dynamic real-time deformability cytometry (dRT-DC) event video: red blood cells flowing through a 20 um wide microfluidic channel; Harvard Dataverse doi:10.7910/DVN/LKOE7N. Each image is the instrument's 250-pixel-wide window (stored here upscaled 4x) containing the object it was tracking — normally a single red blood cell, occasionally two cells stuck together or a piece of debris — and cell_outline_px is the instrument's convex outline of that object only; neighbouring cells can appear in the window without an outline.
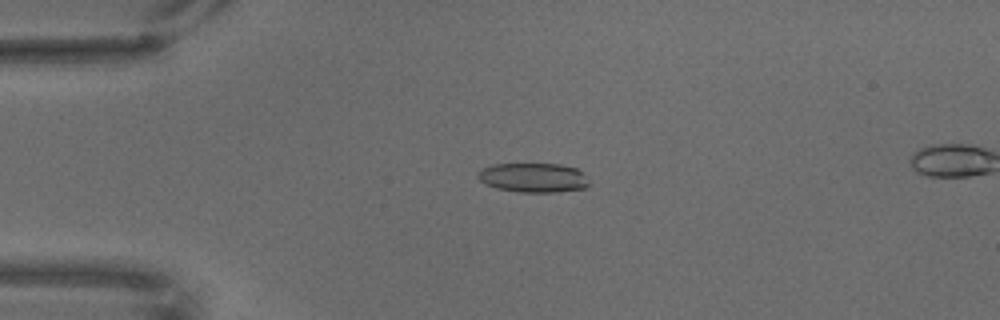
{"species": "common noctule bat (a hibernating species)", "species_latin": "Nyctalus noctula", "temperature_condition": "warm", "stored_images_in_passage": 70, "camera_frame_rate_fps": 3000, "um_per_image_px": 0.085, "animal": {"sex": "male", "body_mass_g": 18.8}, "frame": {"image": 1, "passage_image": 17, "time_ms": 5.333, "image_size_px": [1000, 320], "cell_outline_px": [[588, 184], [584, 188], [556, 192], [520, 192], [496, 188], [484, 184], [476, 176], [484, 168], [492, 164], [560, 164], [576, 168], [584, 172]], "centroid_in_image_um": [45.33, 15.1], "position_along_channel_um": 39.7, "area_um2": 18.96}}
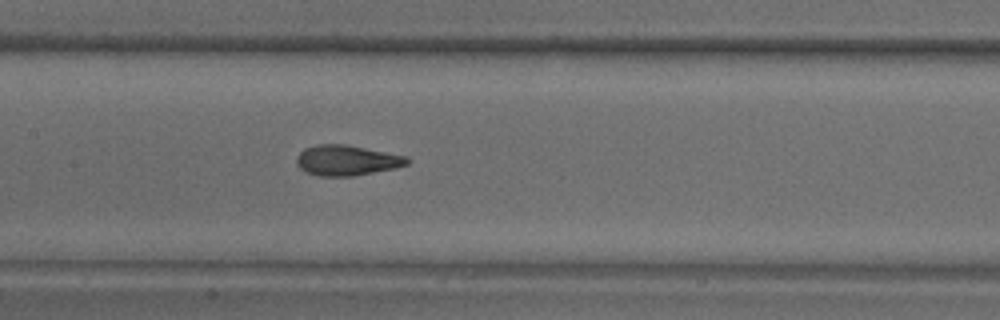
{"frame": {"image": 2, "passage_image": 34, "time_ms": 11.0, "image_size_px": [1000, 320], "cell_outline_px": [[408, 164], [396, 168], [352, 176], [320, 176], [304, 172], [296, 164], [296, 156], [304, 148], [316, 144], [344, 144], [408, 156]], "centroid_in_image_um": [29.44, 13.63], "position_along_channel_um": 178.0, "area_um2": 19.65}}
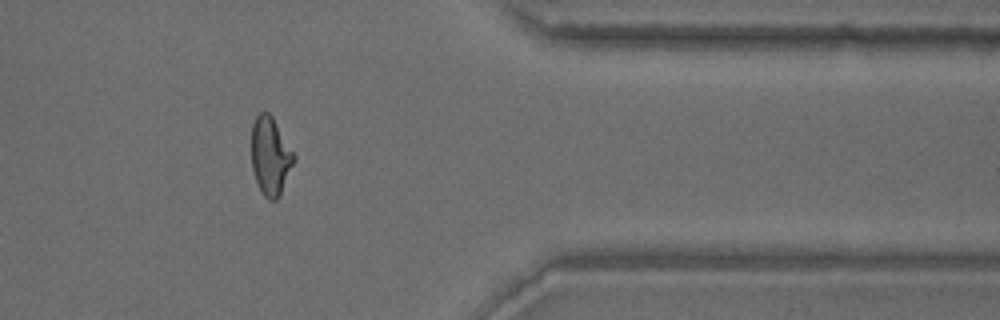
{"frame": {"image": 3, "passage_image": 57, "time_ms": 18.667, "image_size_px": [1000, 320], "cell_outline_px": [[296, 160], [280, 196], [276, 200], [268, 200], [264, 196], [256, 180], [252, 168], [252, 124], [256, 116], [260, 112], [268, 112], [272, 116], [296, 156]], "centroid_in_image_um": [23.0, 13.28], "position_along_channel_um": 388.4, "area_um2": 19.36}}